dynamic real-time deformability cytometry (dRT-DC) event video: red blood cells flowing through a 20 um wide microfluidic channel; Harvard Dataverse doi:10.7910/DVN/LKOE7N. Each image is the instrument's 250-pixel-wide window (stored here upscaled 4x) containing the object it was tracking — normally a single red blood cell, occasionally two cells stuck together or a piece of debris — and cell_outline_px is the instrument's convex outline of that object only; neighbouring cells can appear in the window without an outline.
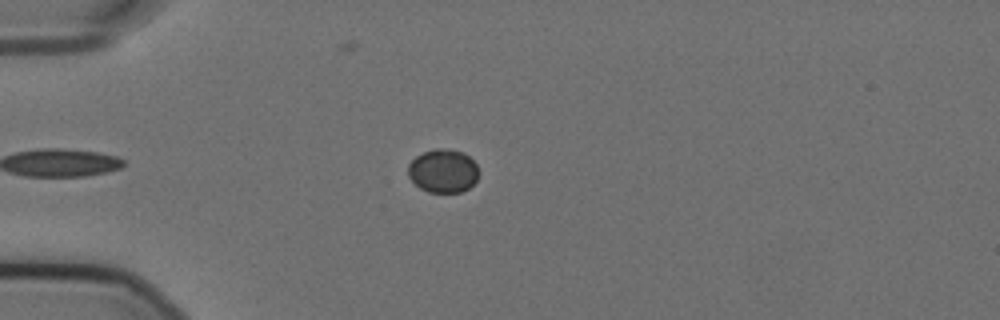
{"species": "Egyptian fruit bat (a non-hibernating species)", "species_latin": "Rousettus aegyptiacus", "temperature_condition": "cold", "stored_images_in_passage": 11, "camera_frame_rate_fps": 3000, "um_per_image_px": 0.085, "animal": {"sex": "female"}, "frame": {"image": 1, "passage_image": 5, "time_ms": 1.333, "image_size_px": [1000, 320], "cell_outline_px": [[480, 172], [476, 180], [468, 188], [460, 192], [428, 192], [420, 188], [408, 176], [408, 164], [416, 156], [424, 152], [436, 148], [444, 148], [464, 152], [476, 164]], "centroid_in_image_um": [37.67, 14.52], "position_along_channel_um": 47.3, "area_um2": 17.92}}
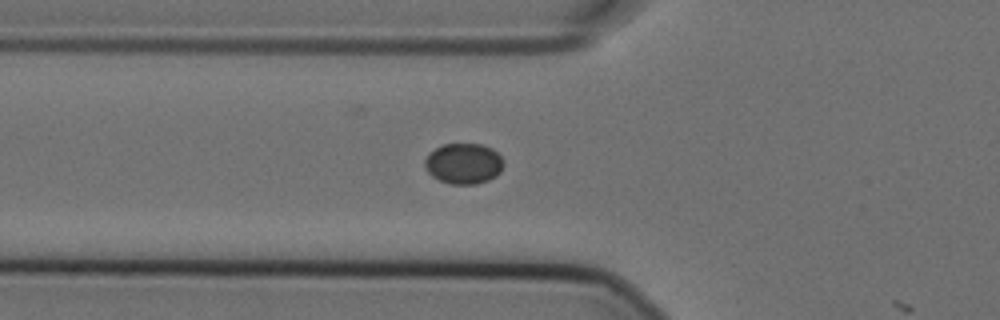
{"frame": {"image": 2, "passage_image": 10, "time_ms": 3.0, "image_size_px": [1000, 320], "cell_outline_px": [[504, 164], [500, 172], [496, 176], [488, 180], [476, 184], [452, 184], [440, 180], [432, 176], [424, 168], [424, 160], [428, 152], [444, 144], [480, 144], [492, 148], [504, 160]], "centroid_in_image_um": [39.4, 13.9], "position_along_channel_um": 86.4, "area_um2": 18.79}}